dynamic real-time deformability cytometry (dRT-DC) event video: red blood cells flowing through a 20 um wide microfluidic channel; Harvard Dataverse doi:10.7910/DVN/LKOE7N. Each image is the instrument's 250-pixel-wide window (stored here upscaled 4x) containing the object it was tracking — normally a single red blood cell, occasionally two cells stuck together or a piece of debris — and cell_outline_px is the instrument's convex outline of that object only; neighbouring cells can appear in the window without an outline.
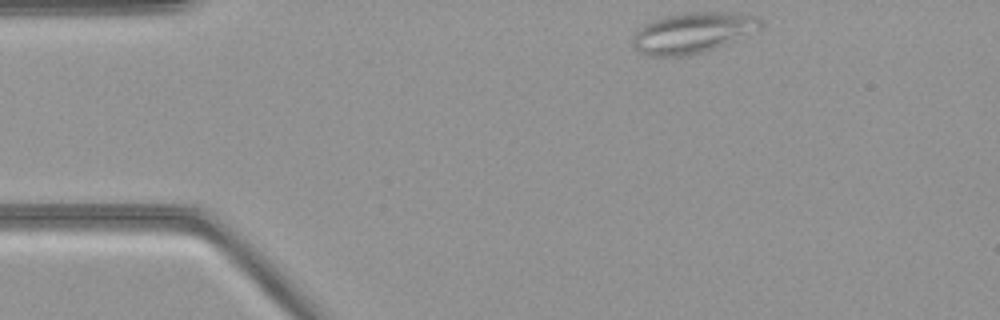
{"species": "common noctule bat (a hibernating species)", "species_latin": "Nyctalus noctula", "temperature_condition": "warm", "stored_images_in_passage": 45, "segment_of_instrument_passage": [1, 2], "camera_frame_rate_fps": 3000, "um_per_image_px": 0.085, "animal": {"sex": "female", "body_mass_g": 21.9}, "frame": {"image": 1, "passage_image": 1, "time_ms": 0.0, "image_size_px": [1000, 320], "cell_outline_px": [[764, 28], [760, 32], [716, 48], [704, 52], [688, 56], [648, 56], [640, 52], [632, 44], [632, 36], [644, 24], [652, 20], [664, 16], [680, 12], [740, 12], [756, 16], [764, 20]], "centroid_in_image_um": [58.99, 2.77], "position_along_channel_um": 26.0, "area_um2": 31.33}}